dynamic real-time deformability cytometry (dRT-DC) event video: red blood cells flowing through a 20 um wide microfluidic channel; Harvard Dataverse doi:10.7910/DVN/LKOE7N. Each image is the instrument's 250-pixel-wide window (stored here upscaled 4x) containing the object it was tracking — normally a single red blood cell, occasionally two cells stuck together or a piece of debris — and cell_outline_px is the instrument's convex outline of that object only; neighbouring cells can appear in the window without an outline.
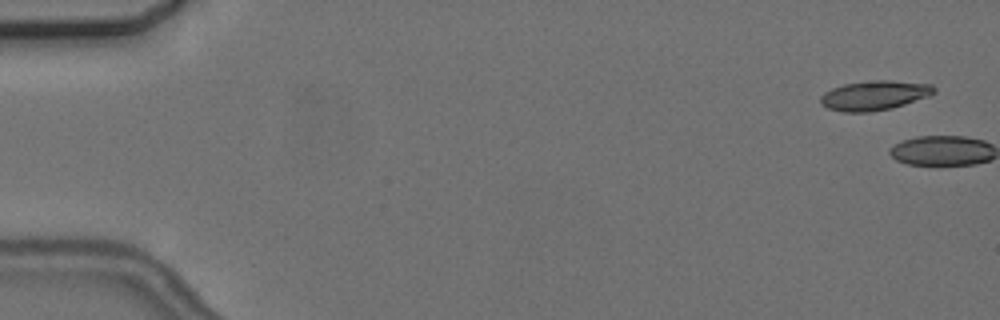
{"species": "common noctule bat (a hibernating species)", "species_latin": "Nyctalus noctula", "temperature_condition": "cold", "stored_images_in_passage": 6, "camera_frame_rate_fps": 3000, "um_per_image_px": 0.085, "animal": {"sex": "female", "body_mass_g": 24.6, "forearm_length_mm": 56.2}, "frame": {"image": 1, "passage_image": 1, "time_ms": 0.0, "image_size_px": [1000, 320], "cell_outline_px": [[936, 92], [928, 96], [892, 108], [872, 112], [844, 112], [828, 108], [820, 104], [820, 96], [824, 92], [832, 88], [844, 84], [876, 80], [888, 80], [932, 84], [936, 88]], "centroid_in_image_um": [74.31, 8.11], "position_along_channel_um": 10.7, "area_um2": 19.54}}
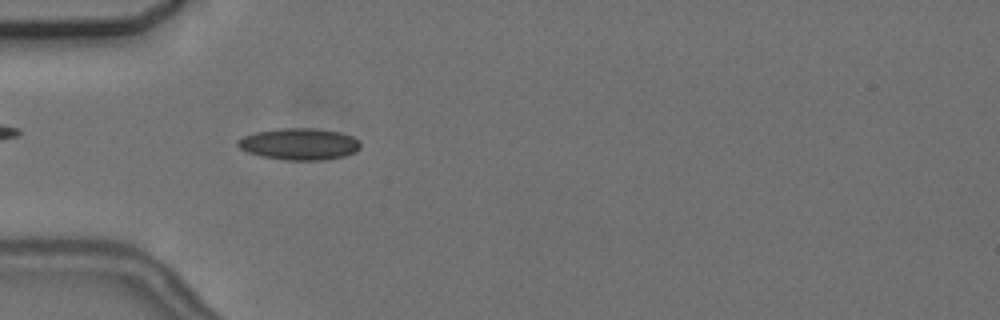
{"frame": {"image": 2, "passage_image": 6, "time_ms": 6.0, "image_size_px": [1000, 320], "cell_outline_px": [[360, 148], [356, 152], [344, 156], [324, 160], [284, 160], [260, 156], [248, 152], [240, 148], [236, 144], [236, 140], [244, 136], [256, 132], [280, 128], [316, 128], [340, 132], [352, 136], [360, 144]], "centroid_in_image_um": [25.43, 12.24], "position_along_channel_um": 59.6, "area_um2": 22.72}}